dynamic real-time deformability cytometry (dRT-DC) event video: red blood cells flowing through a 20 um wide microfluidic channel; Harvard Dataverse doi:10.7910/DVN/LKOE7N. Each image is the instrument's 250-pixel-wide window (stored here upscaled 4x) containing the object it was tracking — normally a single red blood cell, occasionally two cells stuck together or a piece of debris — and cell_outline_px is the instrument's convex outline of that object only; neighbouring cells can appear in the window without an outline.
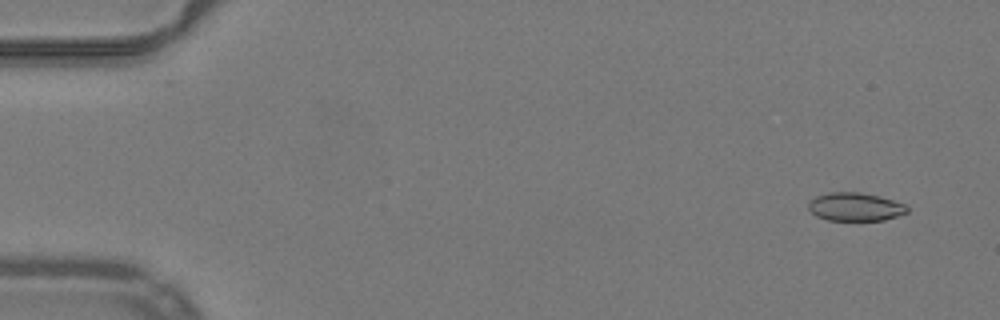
{"species": "common noctule bat (a hibernating species)", "species_latin": "Nyctalus noctula", "temperature_condition": "warm", "stored_images_in_passage": 12, "camera_frame_rate_fps": 3000, "um_per_image_px": 0.085, "animal": {"sex": "male", "body_mass_g": 19.2, "forearm_length_mm": 51.8}, "frame": {"image": 1, "passage_image": 4, "time_ms": 1.0, "image_size_px": [1000, 320], "cell_outline_px": [[908, 212], [884, 220], [828, 220], [816, 216], [808, 208], [808, 204], [816, 196], [828, 192], [860, 192], [880, 196], [904, 204], [908, 208]], "centroid_in_image_um": [72.69, 17.57], "position_along_channel_um": 12.3, "area_um2": 16.18}}